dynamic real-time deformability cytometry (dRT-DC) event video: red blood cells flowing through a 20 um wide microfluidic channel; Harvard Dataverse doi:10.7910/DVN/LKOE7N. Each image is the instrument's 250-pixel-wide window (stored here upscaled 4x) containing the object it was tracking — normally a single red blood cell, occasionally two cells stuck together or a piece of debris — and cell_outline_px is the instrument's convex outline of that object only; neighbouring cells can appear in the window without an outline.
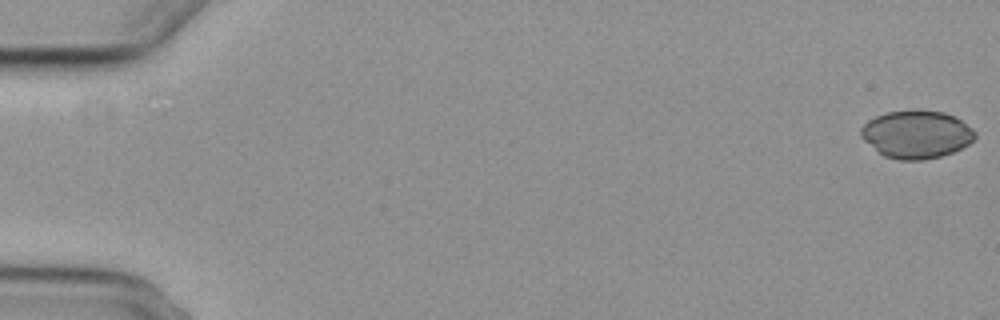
{"species": "common noctule bat (a hibernating species)", "species_latin": "Nyctalus noctula", "temperature_condition": "cold", "stored_images_in_passage": 5, "camera_frame_rate_fps": 3000, "um_per_image_px": 0.085, "animal": {"sex": "female", "body_mass_g": 29.2, "forearm_length_mm": 56.3}, "frame": {"image": 1, "passage_image": 1, "time_ms": 0.0, "image_size_px": [1000, 320], "cell_outline_px": [[976, 136], [968, 144], [952, 152], [940, 156], [924, 160], [900, 160], [884, 156], [864, 140], [860, 136], [860, 128], [868, 120], [876, 116], [888, 112], [912, 108], [916, 108], [944, 112], [956, 116], [972, 128], [976, 132]], "centroid_in_image_um": [77.9, 11.39], "position_along_channel_um": 7.1, "area_um2": 32.14}}